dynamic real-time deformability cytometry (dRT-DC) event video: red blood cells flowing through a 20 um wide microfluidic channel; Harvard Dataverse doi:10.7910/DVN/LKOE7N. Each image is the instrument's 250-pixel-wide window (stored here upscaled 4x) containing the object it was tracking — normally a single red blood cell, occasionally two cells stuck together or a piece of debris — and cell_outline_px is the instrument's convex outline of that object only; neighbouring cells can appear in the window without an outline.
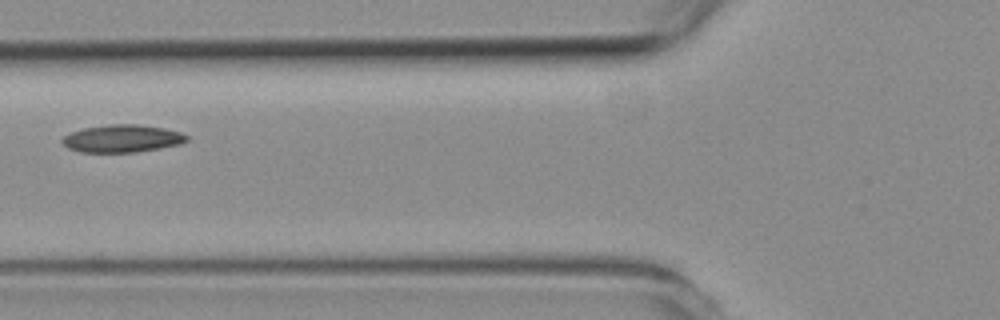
{"species": "common noctule bat (a hibernating species)", "species_latin": "Nyctalus noctula", "temperature_condition": "room temperature", "stored_images_in_passage": 5, "camera_frame_rate_fps": 3000, "um_per_image_px": 0.085, "animal": {"sex": "female", "body_mass_g": 19.3, "forearm_length_mm": 54.1}, "frame": {"image": 1, "passage_image": 5, "time_ms": 4.667, "image_size_px": [1000, 320], "cell_outline_px": [[188, 140], [180, 144], [160, 148], [136, 152], [80, 152], [68, 148], [60, 140], [64, 136], [72, 132], [84, 128], [108, 124], [136, 124], [164, 128], [180, 132], [188, 136]], "centroid_in_image_um": [10.38, 11.77], "position_along_channel_um": 115.4, "area_um2": 19.94}}